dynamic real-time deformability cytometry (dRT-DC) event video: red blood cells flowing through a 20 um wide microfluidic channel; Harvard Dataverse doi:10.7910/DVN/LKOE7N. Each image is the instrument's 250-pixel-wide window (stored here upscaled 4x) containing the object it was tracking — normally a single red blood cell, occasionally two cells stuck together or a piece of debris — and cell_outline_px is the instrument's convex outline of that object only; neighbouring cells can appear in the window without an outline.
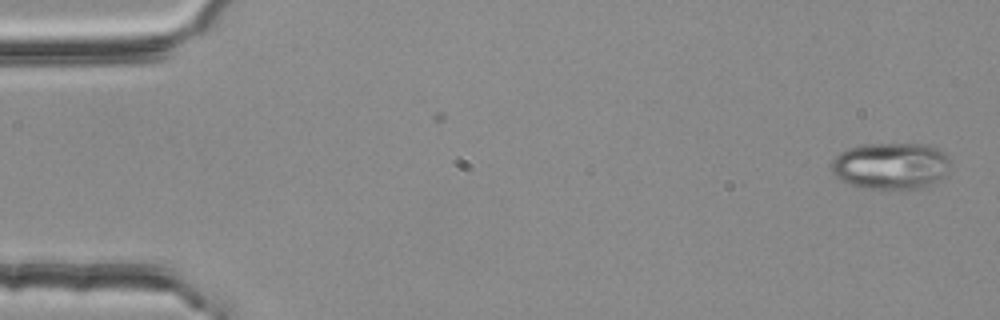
{"species": "common noctule bat (a hibernating species)", "species_latin": "Nyctalus noctula", "temperature_condition": "room temperature", "stored_images_in_passage": 53, "camera_frame_rate_fps": 3000, "um_per_image_px": 0.085, "animal": {"sex": "female", "body_mass_g": 25.1}, "frame": {"image": 1, "passage_image": 1, "time_ms": 0.0, "image_size_px": [1000, 320], "cell_outline_px": [[948, 164], [944, 176], [924, 188], [860, 188], [840, 180], [832, 172], [832, 160], [840, 152], [848, 148], [864, 144], [928, 144], [944, 152], [948, 156]], "centroid_in_image_um": [75.69, 14.09], "position_along_channel_um": 9.3, "area_um2": 32.19}}
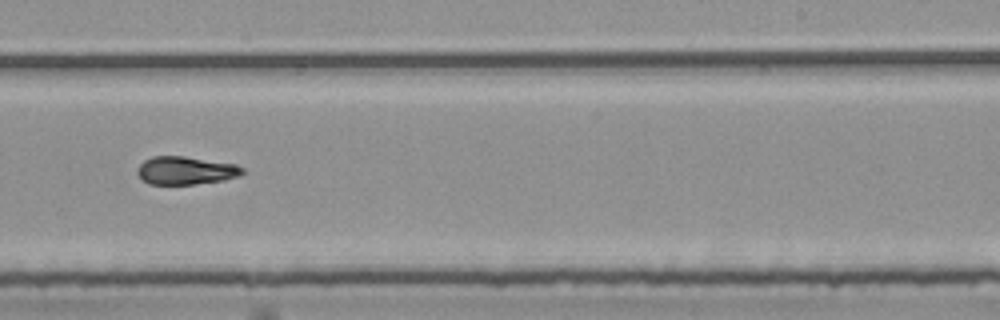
{"frame": {"image": 2, "passage_image": 33, "time_ms": 10.667, "image_size_px": [1000, 320], "cell_outline_px": [[244, 172], [240, 176], [224, 180], [192, 184], [148, 184], [136, 172], [140, 164], [144, 160], [152, 156], [184, 156], [236, 164], [244, 168]], "centroid_in_image_um": [15.8, 14.48], "position_along_channel_um": 273.2, "area_um2": 17.17}}
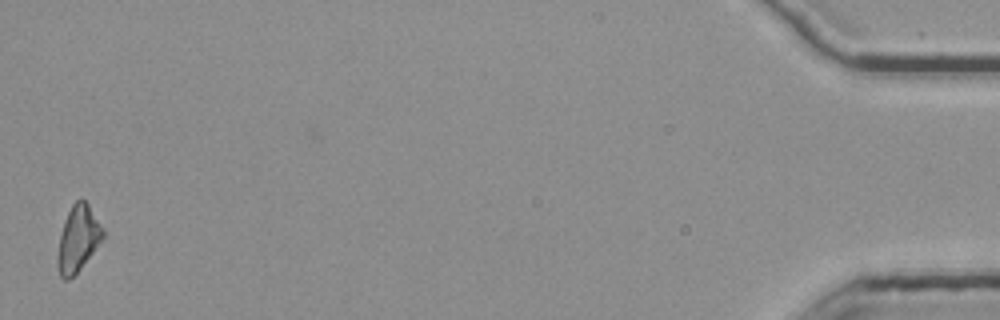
{"frame": {"image": 3, "passage_image": 53, "time_ms": 17.333, "image_size_px": [1000, 320], "cell_outline_px": [[104, 236], [80, 268], [68, 280], [64, 280], [60, 276], [56, 264], [56, 256], [60, 236], [68, 212], [72, 204], [76, 200], [84, 200], [88, 204], [104, 228]], "centroid_in_image_um": [6.61, 20.3], "position_along_channel_um": 428.6, "area_um2": 17.11}, "authors_computed_cell_mechanics": {"area_um2": 17.8024, "velocity_mm_per_s": 3.7892, "shape_relaxation_time_tau1_ms": null, "shape_relaxation_time_tau2_ms": 2.6845, "deformation_change_tau1": null, "deformation_change_tau2": 0.0984}}